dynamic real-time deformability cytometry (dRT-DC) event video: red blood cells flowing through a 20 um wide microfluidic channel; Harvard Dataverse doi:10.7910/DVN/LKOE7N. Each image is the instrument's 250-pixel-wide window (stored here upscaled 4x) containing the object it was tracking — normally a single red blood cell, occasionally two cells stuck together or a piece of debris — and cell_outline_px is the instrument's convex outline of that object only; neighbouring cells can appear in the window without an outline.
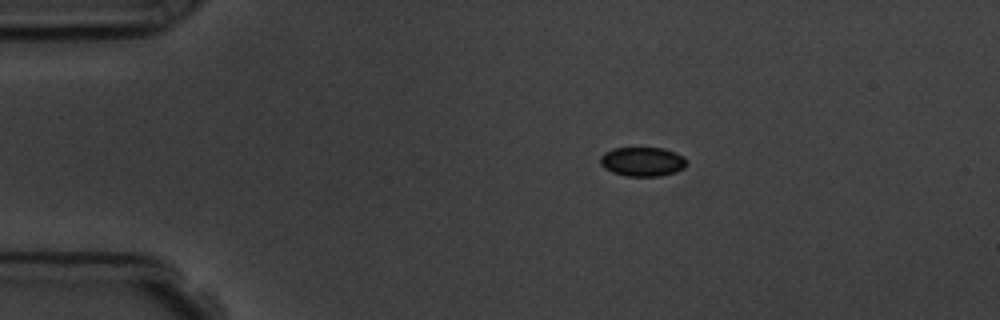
{"species": "common noctule bat (a hibernating species)", "species_latin": "Nyctalus noctula", "temperature_condition": "room temperature", "stored_images_in_passage": 4, "camera_frame_rate_fps": 3000, "um_per_image_px": 0.085, "animal": {"sex": "male", "body_mass_g": 19.5, "forearm_length_mm": 54.6}, "frame": {"image": 1, "passage_image": 1, "time_ms": 0.0, "image_size_px": [1000, 320], "cell_outline_px": [[684, 168], [676, 172], [660, 176], [628, 176], [612, 172], [604, 168], [600, 164], [600, 156], [604, 152], [612, 148], [664, 148], [684, 156]], "centroid_in_image_um": [54.57, 13.73], "position_along_channel_um": 30.4, "area_um2": 14.68}}
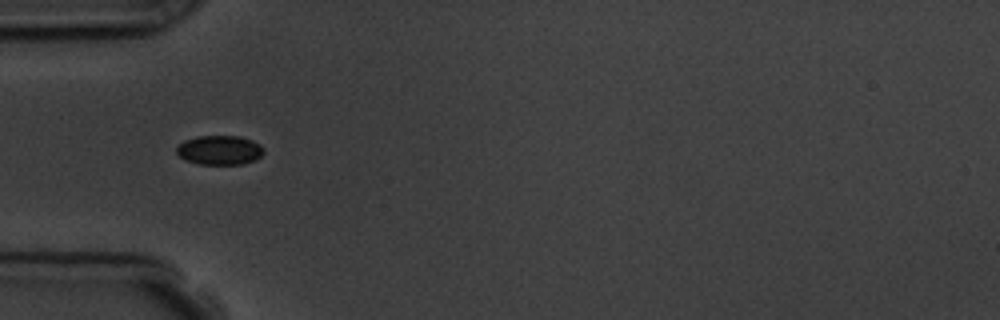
{"frame": {"image": 2, "passage_image": 3, "time_ms": 2.333, "image_size_px": [1000, 320], "cell_outline_px": [[264, 152], [256, 160], [244, 164], [200, 164], [184, 160], [176, 152], [176, 148], [184, 140], [196, 136], [240, 136], [252, 140], [260, 144], [264, 148]], "centroid_in_image_um": [18.68, 12.76], "position_along_channel_um": 66.3, "area_um2": 15.03}}